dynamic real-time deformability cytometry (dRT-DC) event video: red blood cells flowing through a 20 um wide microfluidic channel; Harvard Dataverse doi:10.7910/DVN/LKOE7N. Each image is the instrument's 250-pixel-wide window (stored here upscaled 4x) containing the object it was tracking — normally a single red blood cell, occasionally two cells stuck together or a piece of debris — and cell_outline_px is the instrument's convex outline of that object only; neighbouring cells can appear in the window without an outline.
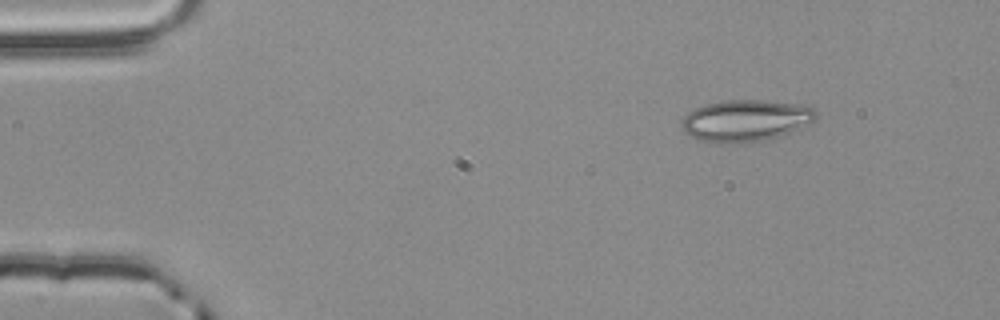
{"species": "common noctule bat (a hibernating species)", "species_latin": "Nyctalus noctula", "temperature_condition": "room temperature", "stored_images_in_passage": 3, "camera_frame_rate_fps": 3000, "um_per_image_px": 0.085, "animal": {"sex": "male", "body_mass_g": 20.4}, "frame": {"image": 1, "passage_image": 1, "time_ms": 0.0, "image_size_px": [1000, 320], "cell_outline_px": [[820, 112], [800, 132], [764, 140], [740, 144], [712, 144], [696, 140], [688, 136], [684, 132], [684, 116], [688, 112], [704, 104], [724, 100], [764, 100], [800, 104], [816, 108]], "centroid_in_image_um": [63.43, 10.28], "position_along_channel_um": 21.6, "area_um2": 33.64}}